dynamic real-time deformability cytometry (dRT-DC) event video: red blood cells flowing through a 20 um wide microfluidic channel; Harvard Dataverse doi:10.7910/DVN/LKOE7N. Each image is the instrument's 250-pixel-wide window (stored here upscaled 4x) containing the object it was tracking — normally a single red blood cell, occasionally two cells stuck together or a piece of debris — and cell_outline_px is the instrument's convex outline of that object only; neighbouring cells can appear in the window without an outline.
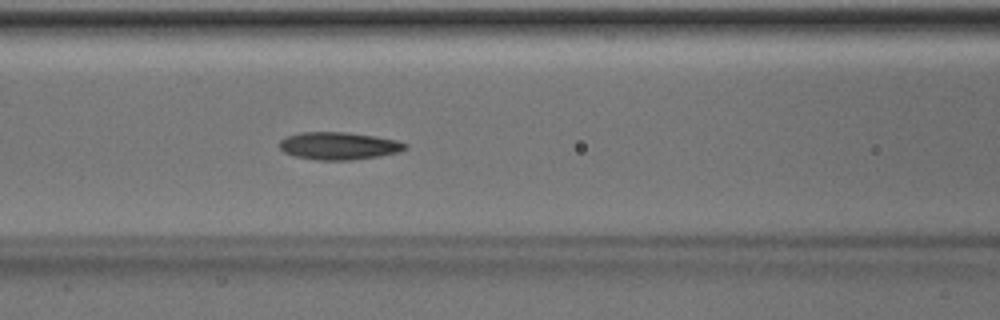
{"species": "Egyptian fruit bat (a non-hibernating species)", "species_latin": "Rousettus aegyptiacus", "temperature_condition": "room temperature", "stored_images_in_passage": 51, "camera_frame_rate_fps": 3000, "um_per_image_px": 0.085, "animal": {"sex": "male"}, "frame": {"image": 1, "passage_image": 22, "time_ms": 7.0, "image_size_px": [1000, 320], "cell_outline_px": [[408, 148], [400, 152], [380, 156], [352, 160], [316, 160], [296, 156], [284, 152], [280, 148], [280, 140], [288, 136], [300, 132], [344, 132], [372, 136], [396, 140], [408, 144]], "centroid_in_image_um": [28.82, 12.4], "position_along_channel_um": 137.8, "area_um2": 20.11}}
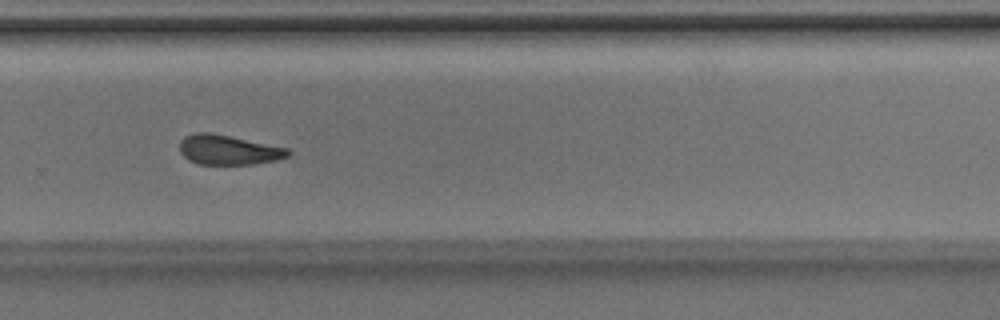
{"frame": {"image": 2, "passage_image": 35, "time_ms": 11.333, "image_size_px": [1000, 320], "cell_outline_px": [[292, 152], [288, 156], [276, 160], [256, 164], [200, 164], [188, 160], [180, 152], [180, 140], [184, 136], [196, 132], [208, 132], [288, 148]], "centroid_in_image_um": [19.4, 12.74], "position_along_channel_um": 310.4, "area_um2": 18.67}}
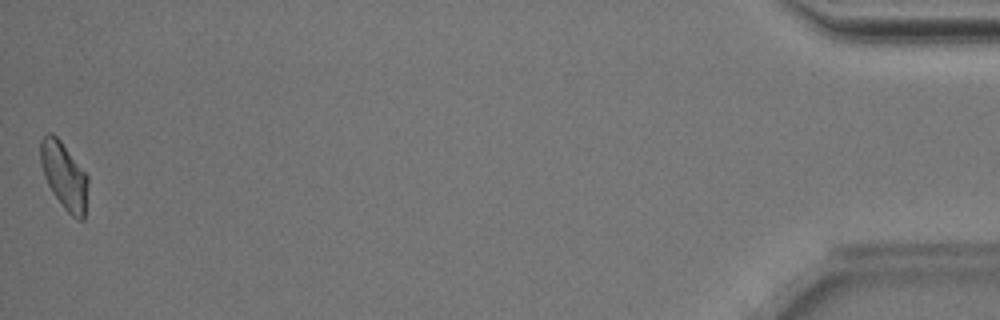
{"frame": {"image": 3, "passage_image": 51, "time_ms": 16.667, "image_size_px": [1000, 320], "cell_outline_px": [[88, 180], [84, 220], [80, 220], [72, 216], [64, 208], [52, 192], [44, 176], [40, 164], [40, 140], [48, 132], [52, 132], [60, 140], [88, 176]], "centroid_in_image_um": [5.43, 14.92], "position_along_channel_um": 429.8, "area_um2": 18.38}, "authors_computed_cell_mechanics": {"area_um2": 19.7676, "velocity_mm_per_s": 3.9927, "shape_relaxation_time_tau1_ms": 5.266, "shape_relaxation_time_tau2_ms": 6.0638, "deformation_change_tau1": 0.1385, "deformation_change_tau2": 0.1392}}